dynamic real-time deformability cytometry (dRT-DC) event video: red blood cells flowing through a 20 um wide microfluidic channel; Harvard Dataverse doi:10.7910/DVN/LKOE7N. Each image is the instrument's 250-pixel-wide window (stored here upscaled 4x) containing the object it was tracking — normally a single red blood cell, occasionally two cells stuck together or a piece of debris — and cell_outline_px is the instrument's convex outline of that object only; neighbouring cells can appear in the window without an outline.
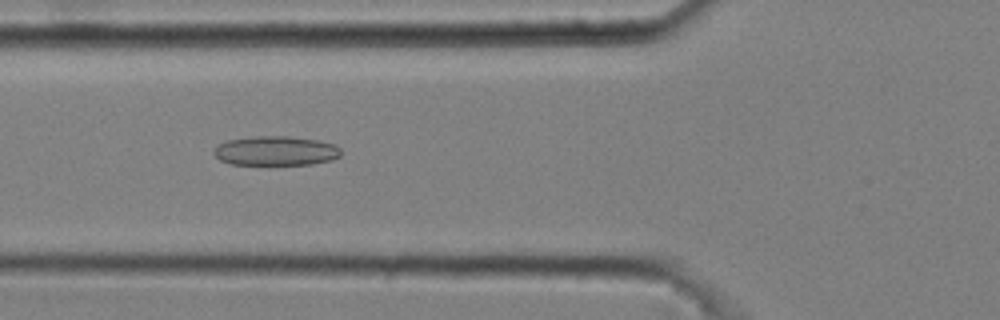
{"species": "common noctule bat (a hibernating species)", "species_latin": "Nyctalus noctula", "temperature_condition": "cold", "stored_images_in_passage": 6, "camera_frame_rate_fps": 3000, "um_per_image_px": 0.085, "animal": {"sex": "male", "body_mass_g": 20.4}, "frame": {"image": 1, "passage_image": 5, "time_ms": 1.333, "image_size_px": [1000, 320], "cell_outline_px": [[340, 156], [332, 160], [312, 164], [232, 164], [220, 160], [212, 152], [212, 148], [228, 140], [252, 136], [288, 136], [316, 140], [332, 144], [340, 148]], "centroid_in_image_um": [23.41, 12.82], "position_along_channel_um": 102.4, "area_um2": 21.68}}
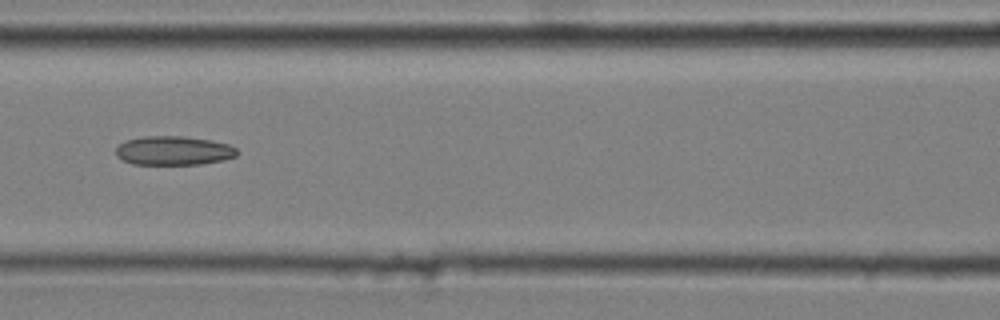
{"frame": {"image": 2, "passage_image": 6, "time_ms": 1.667, "image_size_px": [1000, 320], "cell_outline_px": [[236, 156], [224, 160], [200, 164], [132, 164], [116, 156], [116, 148], [124, 140], [144, 136], [184, 136], [208, 140], [228, 144], [236, 148]], "centroid_in_image_um": [14.73, 12.8], "position_along_channel_um": 151.9, "area_um2": 20.4}}